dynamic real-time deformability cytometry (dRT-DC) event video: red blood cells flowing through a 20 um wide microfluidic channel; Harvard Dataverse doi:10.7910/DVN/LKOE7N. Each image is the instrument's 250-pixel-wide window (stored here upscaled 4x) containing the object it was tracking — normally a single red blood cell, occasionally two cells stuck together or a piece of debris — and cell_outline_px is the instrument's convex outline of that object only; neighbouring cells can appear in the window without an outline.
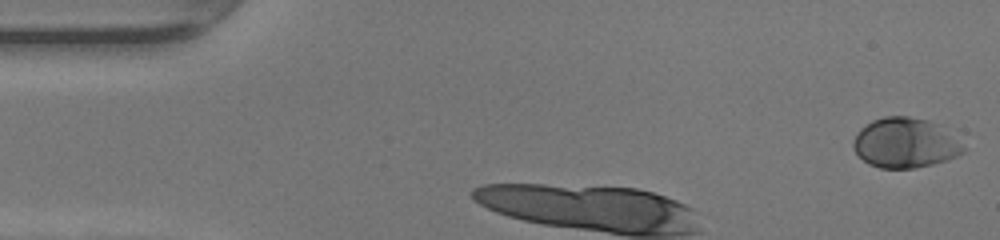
{"species": "human", "species_latin": "Homo sapiens", "temperature_condition": "warm", "stored_images_in_passage": 27, "camera_frame_rate_fps": 3000, "um_per_image_px": 0.085, "donor": {"sex": "female"}, "frame": {"image": 1, "passage_image": 1, "time_ms": 0.0, "image_size_px": [1000, 240], "cell_outline_px": [[964, 152], [948, 160], [916, 168], [880, 168], [868, 164], [852, 148], [852, 144], [856, 132], [860, 128], [872, 120], [884, 116], [908, 116], [928, 120], [940, 124], [960, 136], [964, 148]], "centroid_in_image_um": [76.98, 12.13], "position_along_channel_um": 8.0, "area_um2": 32.71}}